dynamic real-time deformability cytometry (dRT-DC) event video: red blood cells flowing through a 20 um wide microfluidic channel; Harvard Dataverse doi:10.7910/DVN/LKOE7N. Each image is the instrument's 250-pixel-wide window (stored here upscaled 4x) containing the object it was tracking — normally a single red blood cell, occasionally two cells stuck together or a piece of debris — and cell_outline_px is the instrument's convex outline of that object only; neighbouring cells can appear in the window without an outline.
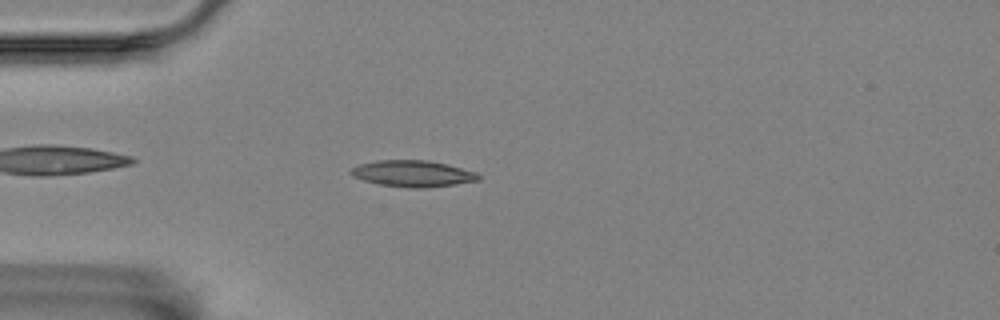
{"species": "Egyptian fruit bat (a non-hibernating species)", "species_latin": "Rousettus aegyptiacus", "temperature_condition": "room temperature", "stored_images_in_passage": 6, "camera_frame_rate_fps": 3000, "um_per_image_px": 0.085, "animal": {"sex": "female"}, "frame": {"image": 1, "passage_image": 5, "time_ms": 1.333, "image_size_px": [1000, 320], "cell_outline_px": [[480, 180], [456, 184], [424, 188], [416, 188], [380, 184], [364, 180], [352, 176], [348, 172], [352, 168], [360, 164], [376, 160], [428, 160], [448, 164], [476, 172], [480, 176]], "centroid_in_image_um": [35.1, 14.74], "position_along_channel_um": 49.9, "area_um2": 19.54}}